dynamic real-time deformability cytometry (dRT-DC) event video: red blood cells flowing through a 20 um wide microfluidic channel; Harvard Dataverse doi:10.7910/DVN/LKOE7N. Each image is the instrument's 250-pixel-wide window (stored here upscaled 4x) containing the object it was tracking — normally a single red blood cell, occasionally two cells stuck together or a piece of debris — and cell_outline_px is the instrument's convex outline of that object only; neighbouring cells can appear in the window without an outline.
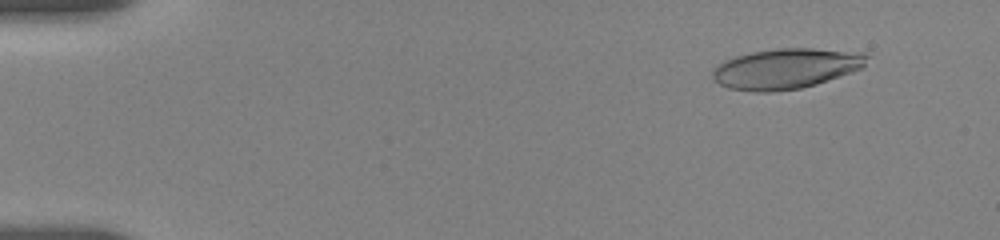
{"species": "human", "species_latin": "Homo sapiens", "temperature_condition": "room temperature", "stored_images_in_passage": 12, "camera_frame_rate_fps": 3000, "um_per_image_px": 0.085, "donor": {"sex": "female"}, "frame": {"image": 1, "passage_image": 9, "time_ms": 1.667, "image_size_px": [1000, 240], "cell_outline_px": [[868, 56], [864, 64], [860, 68], [816, 84], [800, 88], [772, 92], [756, 92], [728, 88], [720, 84], [712, 76], [712, 72], [716, 64], [724, 60], [736, 56], [752, 52], [776, 48], [812, 48]], "centroid_in_image_um": [66.66, 5.85], "position_along_channel_um": 18.3, "area_um2": 35.37}}